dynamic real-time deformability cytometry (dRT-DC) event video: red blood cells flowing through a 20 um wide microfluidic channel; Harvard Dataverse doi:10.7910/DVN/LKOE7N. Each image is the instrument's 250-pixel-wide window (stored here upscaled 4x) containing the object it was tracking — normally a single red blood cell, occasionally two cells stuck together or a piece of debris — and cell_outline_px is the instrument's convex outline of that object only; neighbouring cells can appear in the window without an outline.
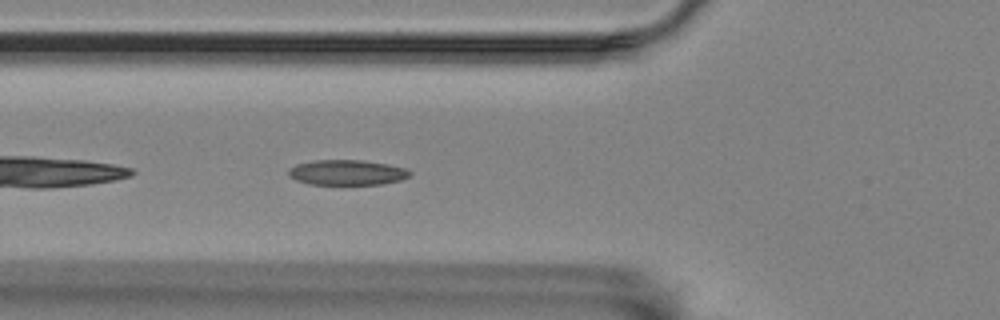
{"species": "Egyptian fruit bat (a non-hibernating species)", "species_latin": "Rousettus aegyptiacus", "temperature_condition": "room temperature", "stored_images_in_passage": 6, "camera_frame_rate_fps": 3000, "um_per_image_px": 0.085, "animal": {"sex": "female"}, "frame": {"image": 1, "passage_image": 5, "time_ms": 1.333, "image_size_px": [1000, 320], "cell_outline_px": [[412, 172], [408, 176], [400, 180], [380, 184], [308, 184], [296, 180], [288, 176], [288, 168], [296, 164], [312, 160], [360, 160], [388, 164], [404, 168]], "centroid_in_image_um": [29.43, 14.65], "position_along_channel_um": 96.4, "area_um2": 17.8}}